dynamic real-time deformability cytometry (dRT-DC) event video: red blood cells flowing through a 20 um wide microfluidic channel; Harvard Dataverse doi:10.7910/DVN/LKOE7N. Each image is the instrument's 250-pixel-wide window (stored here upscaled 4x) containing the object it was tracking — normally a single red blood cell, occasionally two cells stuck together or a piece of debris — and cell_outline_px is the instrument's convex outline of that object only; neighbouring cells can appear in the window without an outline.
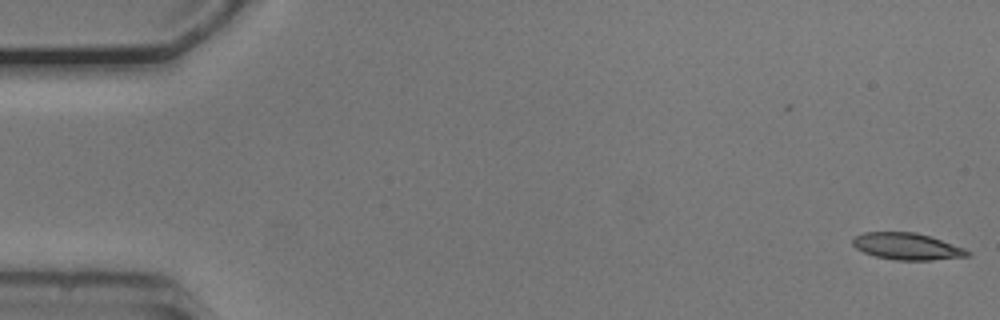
{"species": "common noctule bat (a hibernating species)", "species_latin": "Nyctalus noctula", "temperature_condition": "cold", "stored_images_in_passage": 2, "camera_frame_rate_fps": 3000, "um_per_image_px": 0.085, "animal": {"sex": "male", "body_mass_g": 20.5, "forearm_length_mm": 52.5}, "frame": {"image": 1, "passage_image": 2, "time_ms": 0.333, "image_size_px": [1000, 320], "cell_outline_px": [[972, 256], [932, 260], [896, 260], [876, 256], [864, 252], [856, 248], [852, 244], [852, 236], [864, 232], [916, 232], [964, 248], [972, 252]], "centroid_in_image_um": [77.09, 20.94], "position_along_channel_um": 7.9, "area_um2": 17.92}}